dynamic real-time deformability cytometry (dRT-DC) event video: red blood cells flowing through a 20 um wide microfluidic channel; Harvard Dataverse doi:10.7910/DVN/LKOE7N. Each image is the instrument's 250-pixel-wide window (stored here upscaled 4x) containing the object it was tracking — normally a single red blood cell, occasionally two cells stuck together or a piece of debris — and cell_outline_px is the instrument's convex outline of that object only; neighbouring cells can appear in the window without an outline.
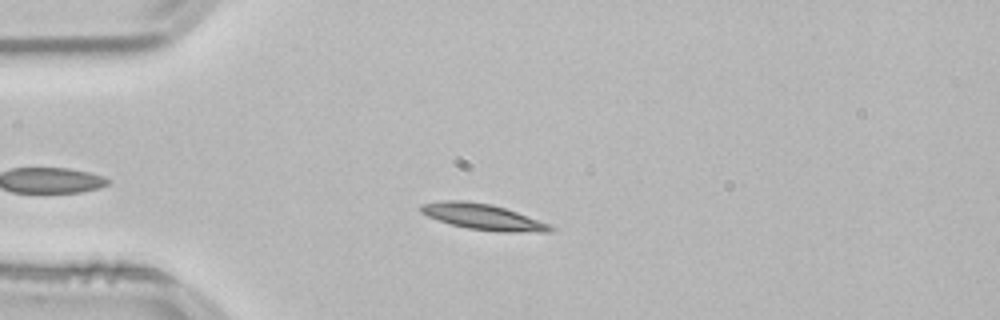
{"species": "common noctule bat (a hibernating species)", "species_latin": "Nyctalus noctula", "temperature_condition": "room temperature", "stored_images_in_passage": 30, "camera_frame_rate_fps": 3000, "um_per_image_px": 0.085, "animal": {"sex": "male", "body_mass_g": 21.5, "forearm_length_mm": 52.0}, "frame": {"image": 1, "passage_image": 1, "time_ms": 0.0, "image_size_px": [1000, 320], "cell_outline_px": [[556, 228], [552, 232], [496, 232], [468, 228], [452, 224], [428, 216], [420, 212], [416, 208], [420, 204], [444, 200], [464, 200], [492, 204], [516, 212], [548, 224]], "centroid_in_image_um": [41.01, 18.43], "position_along_channel_um": 44.0, "area_um2": 19.48}, "authors_computed_cell_mechanics": {"area_um2": 17.5423, "velocity_mm_per_s": 3.797, "shape_relaxation_time_tau1_ms": 7.0172, "shape_relaxation_time_tau2_ms": 11.0609, "deformation_change_tau1": 0.1672, "deformation_change_tau2": 0.106}}